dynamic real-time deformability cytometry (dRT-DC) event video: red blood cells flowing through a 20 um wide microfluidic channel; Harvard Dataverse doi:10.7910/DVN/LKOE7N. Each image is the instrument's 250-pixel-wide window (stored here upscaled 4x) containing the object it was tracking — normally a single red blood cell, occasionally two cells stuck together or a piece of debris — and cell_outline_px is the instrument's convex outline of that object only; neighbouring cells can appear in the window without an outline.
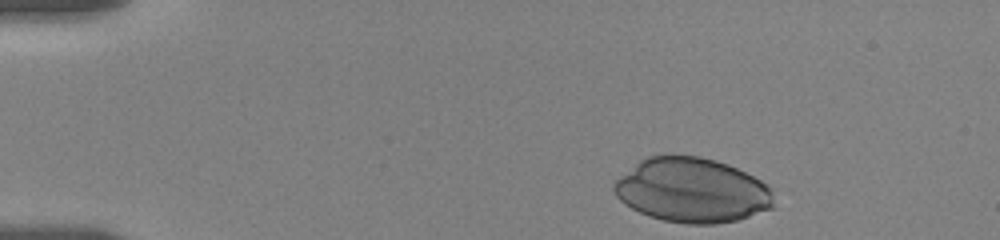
{"species": "human", "species_latin": "Homo sapiens", "temperature_condition": "room temperature", "stored_images_in_passage": 10, "camera_frame_rate_fps": 3000, "um_per_image_px": 0.085, "donor": {"sex": "female"}, "frame": {"image": 1, "passage_image": 1, "time_ms": 0.0, "image_size_px": [1000, 240], "cell_outline_px": [[776, 208], [736, 220], [716, 224], [688, 224], [664, 220], [648, 216], [624, 204], [616, 196], [612, 188], [612, 184], [620, 176], [640, 160], [648, 156], [664, 152], [700, 156], [716, 160], [728, 164], [768, 184], [772, 188]], "centroid_in_image_um": [58.83, 16.15], "position_along_channel_um": 26.2, "area_um2": 61.09}}